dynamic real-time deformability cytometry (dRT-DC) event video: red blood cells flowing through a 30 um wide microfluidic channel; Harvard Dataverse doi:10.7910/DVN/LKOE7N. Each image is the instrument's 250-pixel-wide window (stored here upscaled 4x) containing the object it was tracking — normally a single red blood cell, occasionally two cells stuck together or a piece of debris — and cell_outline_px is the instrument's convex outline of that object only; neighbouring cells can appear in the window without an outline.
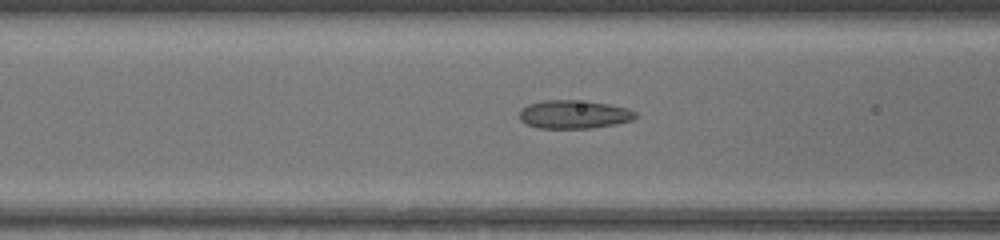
{"species": "common noctule bat (a hibernating species)", "species_latin": "Nyctalus noctula", "temperature_condition": "warm", "stored_images_in_passage": 6, "camera_frame_rate_fps": 3000, "um_per_image_px": 0.085, "animal": {"sex": "female", "body_mass_g": 17.0, "forearm_length_mm": 48.0}, "frame": {"image": 1, "passage_image": 4, "time_ms": 1.0, "image_size_px": [1000, 240], "cell_outline_px": [[636, 116], [632, 120], [592, 128], [536, 128], [520, 120], [520, 108], [528, 104], [544, 100], [572, 100], [608, 104], [628, 108], [636, 112]], "centroid_in_image_um": [48.75, 9.72], "position_along_channel_um": 117.9, "area_um2": 19.02}}